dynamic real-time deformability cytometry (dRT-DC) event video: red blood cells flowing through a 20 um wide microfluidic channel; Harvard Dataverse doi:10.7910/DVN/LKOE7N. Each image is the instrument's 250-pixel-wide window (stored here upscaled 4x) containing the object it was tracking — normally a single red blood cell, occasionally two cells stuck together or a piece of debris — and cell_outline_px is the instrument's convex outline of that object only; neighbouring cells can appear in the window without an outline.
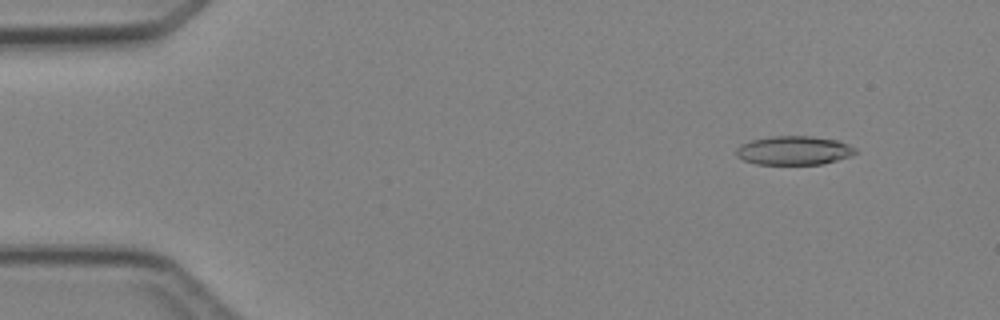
{"species": "Egyptian fruit bat (a non-hibernating species)", "species_latin": "Rousettus aegyptiacus", "temperature_condition": "cold", "stored_images_in_passage": 6, "camera_frame_rate_fps": 3000, "um_per_image_px": 0.085, "animal": {"sex": "female"}, "frame": {"image": 1, "passage_image": 2, "time_ms": 1.0, "image_size_px": [1000, 320], "cell_outline_px": [[856, 152], [852, 156], [820, 164], [756, 164], [744, 160], [736, 156], [736, 148], [740, 144], [752, 140], [772, 136], [812, 136], [840, 140], [856, 148]], "centroid_in_image_um": [67.49, 12.78], "position_along_channel_um": 17.5, "area_um2": 20.11}}
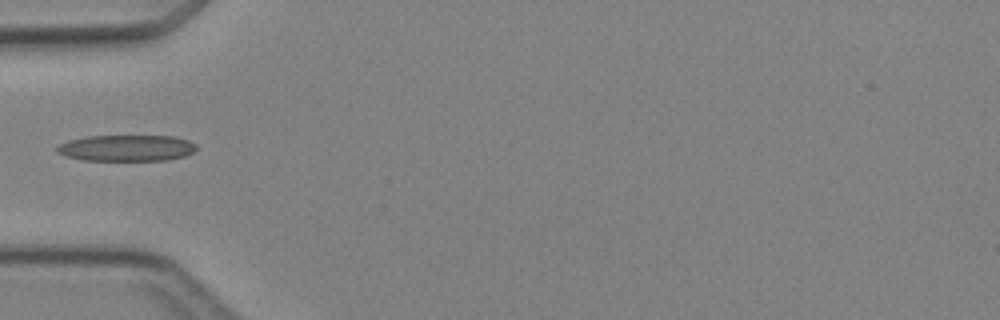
{"frame": {"image": 2, "passage_image": 5, "time_ms": 4.667, "image_size_px": [1000, 320], "cell_outline_px": [[196, 148], [192, 152], [184, 156], [168, 160], [84, 160], [64, 156], [56, 152], [56, 148], [60, 144], [68, 140], [88, 136], [176, 136], [188, 140], [196, 144]], "centroid_in_image_um": [10.74, 12.58], "position_along_channel_um": 74.3, "area_um2": 21.33}}
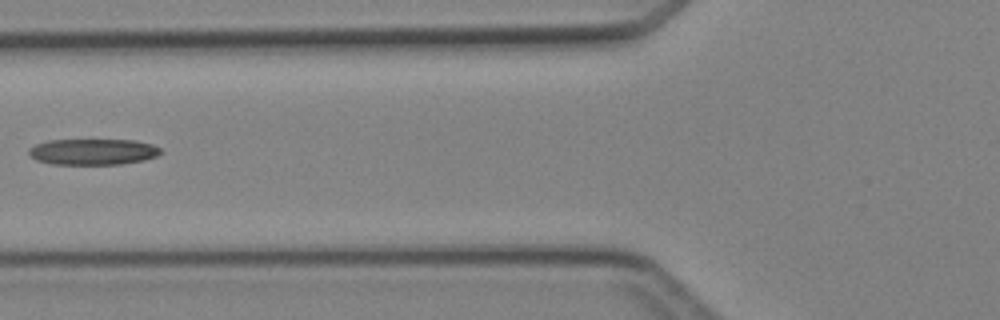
{"frame": {"image": 3, "passage_image": 6, "time_ms": 5.667, "image_size_px": [1000, 320], "cell_outline_px": [[164, 152], [156, 156], [144, 160], [120, 164], [52, 164], [36, 160], [28, 152], [28, 148], [36, 144], [48, 140], [136, 140], [152, 144], [160, 148]], "centroid_in_image_um": [7.92, 12.9], "position_along_channel_um": 117.9, "area_um2": 20.06}}